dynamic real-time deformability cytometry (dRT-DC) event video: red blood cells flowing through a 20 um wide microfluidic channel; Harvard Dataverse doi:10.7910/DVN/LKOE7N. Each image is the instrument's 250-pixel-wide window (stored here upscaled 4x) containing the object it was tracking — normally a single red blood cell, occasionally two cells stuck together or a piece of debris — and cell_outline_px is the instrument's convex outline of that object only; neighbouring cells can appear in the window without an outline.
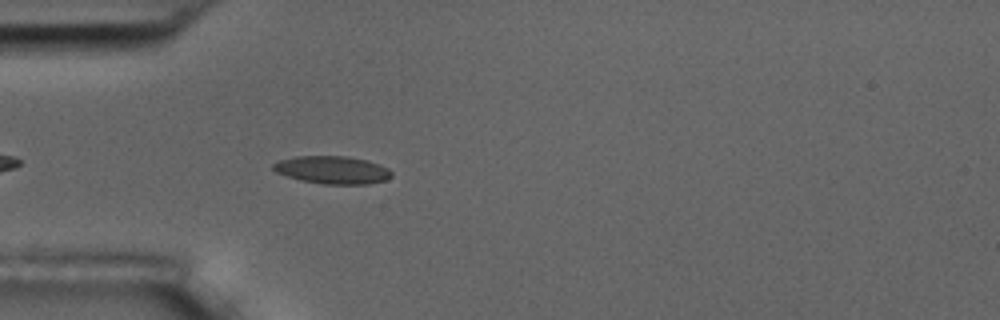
{"species": "common noctule bat (a hibernating species)", "species_latin": "Nyctalus noctula", "temperature_condition": "room temperature", "stored_images_in_passage": 2, "camera_frame_rate_fps": 3000, "um_per_image_px": 0.085, "animal": {"sex": "male", "body_mass_g": 17.5, "forearm_length_mm": 52.3}, "frame": {"image": 1, "passage_image": 2, "time_ms": 1.333, "image_size_px": [1000, 320], "cell_outline_px": [[392, 176], [384, 180], [368, 184], [324, 184], [300, 180], [276, 172], [272, 168], [272, 164], [280, 160], [296, 156], [348, 156], [368, 160], [388, 168], [392, 172]], "centroid_in_image_um": [28.26, 14.44], "position_along_channel_um": 56.7, "area_um2": 19.13}}